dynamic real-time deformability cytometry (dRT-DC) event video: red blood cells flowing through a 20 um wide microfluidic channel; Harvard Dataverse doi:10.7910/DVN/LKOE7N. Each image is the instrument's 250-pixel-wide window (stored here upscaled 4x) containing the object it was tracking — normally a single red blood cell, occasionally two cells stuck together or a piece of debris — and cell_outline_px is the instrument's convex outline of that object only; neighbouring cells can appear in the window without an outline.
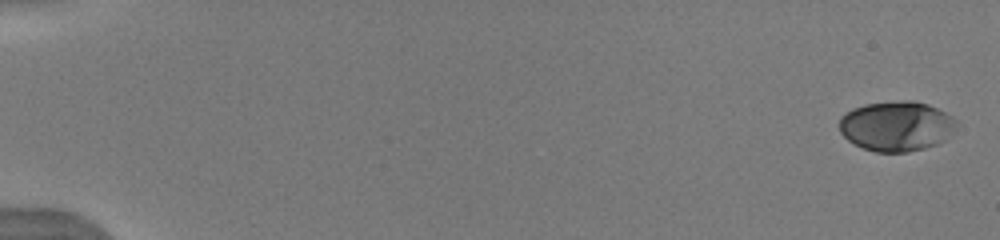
{"species": "human", "species_latin": "Homo sapiens", "temperature_condition": "warm", "stored_images_in_passage": 35, "camera_frame_rate_fps": 3000, "um_per_image_px": 0.085, "donor": {"sex": "male"}, "frame": {"image": 1, "passage_image": 1, "time_ms": 0.0, "image_size_px": [1000, 240], "cell_outline_px": [[956, 124], [944, 140], [936, 144], [924, 148], [908, 152], [876, 152], [864, 148], [848, 140], [840, 132], [840, 116], [852, 108], [864, 104], [900, 100], [912, 100], [928, 104], [952, 116], [956, 120]], "centroid_in_image_um": [76.16, 10.7], "position_along_channel_um": 8.8, "area_um2": 33.93}}
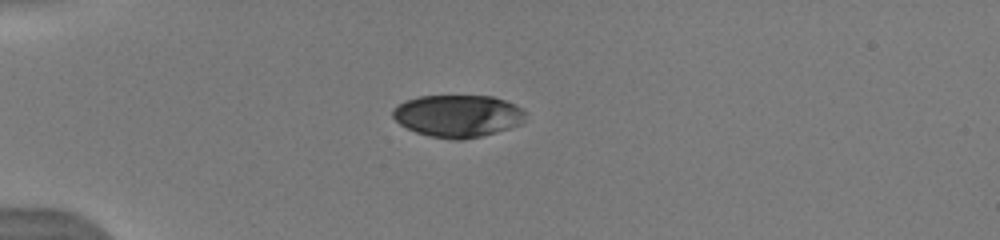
{"frame": {"image": 2, "passage_image": 10, "time_ms": 4.667, "image_size_px": [1000, 240], "cell_outline_px": [[524, 120], [520, 124], [508, 128], [480, 136], [460, 140], [452, 140], [428, 136], [416, 132], [400, 124], [392, 116], [392, 112], [404, 100], [420, 96], [492, 96], [516, 104], [524, 112]], "centroid_in_image_um": [38.9, 9.85], "position_along_channel_um": 46.1, "area_um2": 32.43}}
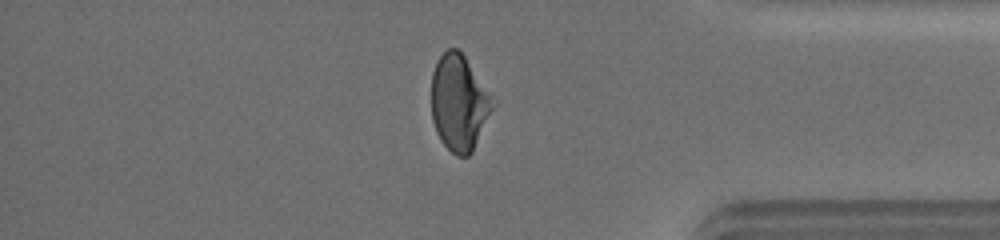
{"frame": {"image": 3, "passage_image": 32, "time_ms": 14.667, "image_size_px": [1000, 240], "cell_outline_px": [[496, 104], [472, 152], [468, 156], [456, 156], [440, 140], [436, 132], [432, 120], [432, 72], [440, 56], [448, 48], [456, 48], [464, 56], [492, 96]], "centroid_in_image_um": [39.02, 8.76], "position_along_channel_um": 396.2, "area_um2": 34.1}, "authors_computed_cell_mechanics": {"area_um2": 34.2176, "velocity_mm_per_s": 3.9861, "shape_relaxation_time_tau1_ms": 8.3067, "shape_relaxation_time_tau2_ms": null, "deformation_change_tau1": 0.1989, "deformation_change_tau2": null}}